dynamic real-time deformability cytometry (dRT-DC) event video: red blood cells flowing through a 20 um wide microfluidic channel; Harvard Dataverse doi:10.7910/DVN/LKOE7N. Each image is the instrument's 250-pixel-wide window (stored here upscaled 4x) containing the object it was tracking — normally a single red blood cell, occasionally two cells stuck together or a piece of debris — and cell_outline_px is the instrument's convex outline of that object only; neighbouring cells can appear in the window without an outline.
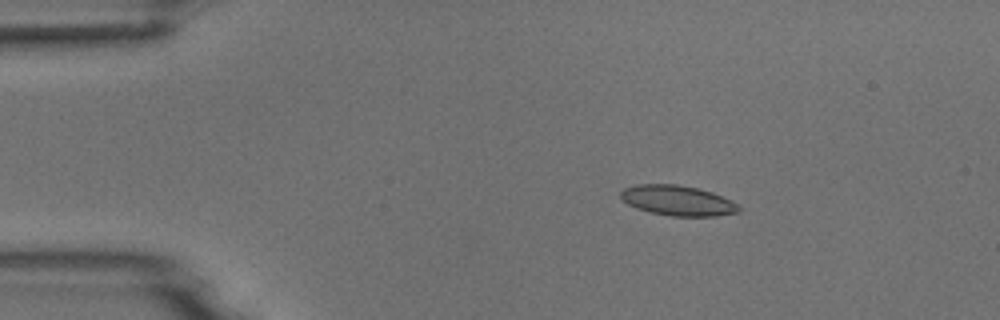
{"species": "common noctule bat (a hibernating species)", "species_latin": "Nyctalus noctula", "temperature_condition": "room temperature", "stored_images_in_passage": 4, "camera_frame_rate_fps": 3000, "um_per_image_px": 0.085, "animal": {"sex": "male", "body_mass_g": 18.8}, "frame": {"image": 1, "passage_image": 2, "time_ms": 1.0, "image_size_px": [1000, 320], "cell_outline_px": [[740, 212], [716, 216], [672, 216], [652, 212], [636, 208], [628, 204], [620, 196], [620, 192], [624, 188], [636, 184], [676, 184], [696, 188], [712, 192], [736, 204], [740, 208]], "centroid_in_image_um": [57.57, 17.04], "position_along_channel_um": 27.4, "area_um2": 20.52}}
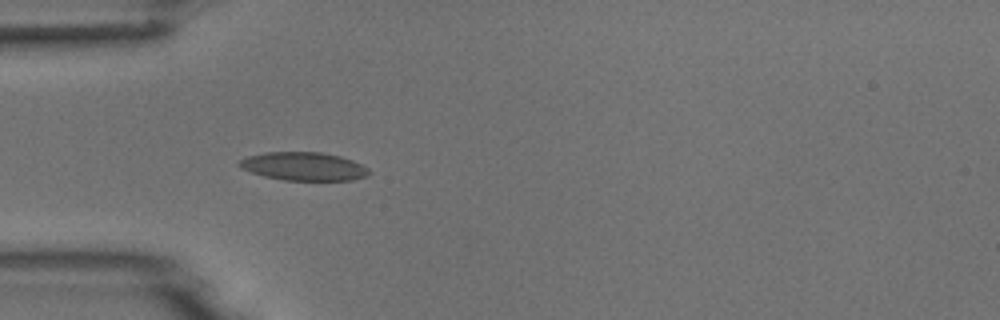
{"frame": {"image": 2, "passage_image": 4, "time_ms": 3.333, "image_size_px": [1000, 320], "cell_outline_px": [[372, 172], [368, 176], [352, 180], [284, 180], [264, 176], [240, 168], [236, 164], [240, 160], [248, 156], [264, 152], [320, 152], [340, 156], [352, 160], [368, 168]], "centroid_in_image_um": [25.82, 14.14], "position_along_channel_um": 59.2, "area_um2": 21.44}}